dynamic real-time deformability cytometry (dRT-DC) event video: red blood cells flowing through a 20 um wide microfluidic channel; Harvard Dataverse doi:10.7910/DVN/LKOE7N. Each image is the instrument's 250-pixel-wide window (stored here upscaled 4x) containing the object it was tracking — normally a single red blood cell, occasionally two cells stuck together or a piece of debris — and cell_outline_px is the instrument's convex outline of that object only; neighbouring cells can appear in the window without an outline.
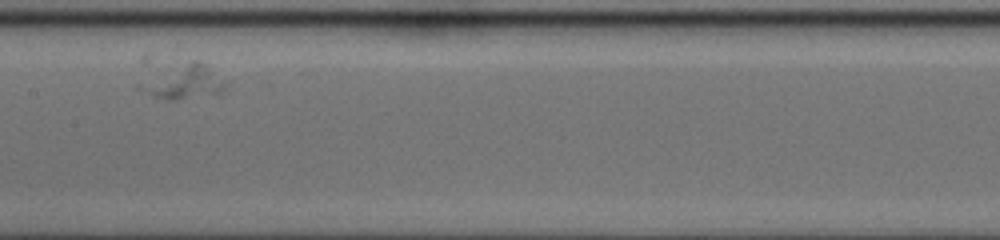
{"species": "human", "species_latin": "Homo sapiens", "temperature_condition": "cold", "stored_images_in_passage": 31, "camera_frame_rate_fps": 3000, "um_per_image_px": 0.085, "donor": {"sex": "female"}, "frame": {"image": 1, "passage_image": 14, "time_ms": 4.333, "image_size_px": [1000, 240], "cell_outline_px": [[228, 84], [220, 92], [176, 100], [168, 100], [152, 96], [136, 88], [136, 84], [192, 60], [200, 60], [208, 64]], "centroid_in_image_um": [15.65, 6.97], "position_along_channel_um": 191.7, "area_um2": 16.47}}